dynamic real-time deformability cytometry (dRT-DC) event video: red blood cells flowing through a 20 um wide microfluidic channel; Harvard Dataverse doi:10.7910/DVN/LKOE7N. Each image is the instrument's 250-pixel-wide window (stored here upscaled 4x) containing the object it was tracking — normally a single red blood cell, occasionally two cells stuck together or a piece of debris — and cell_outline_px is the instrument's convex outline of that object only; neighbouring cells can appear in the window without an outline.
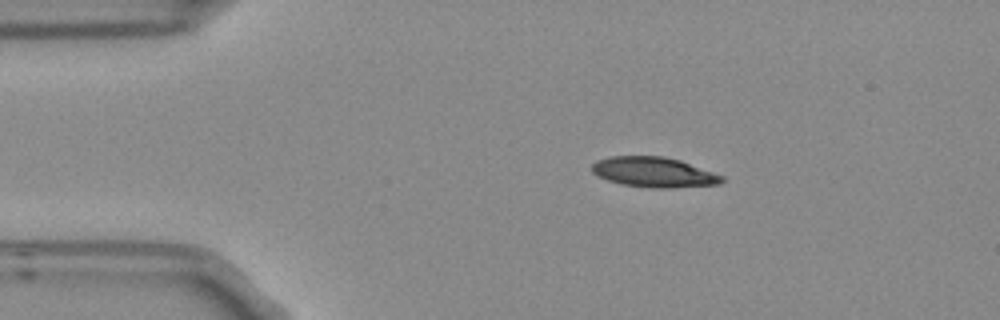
{"species": "Egyptian fruit bat (a non-hibernating species)", "species_latin": "Rousettus aegyptiacus", "temperature_condition": "room temperature", "stored_images_in_passage": 5, "camera_frame_rate_fps": 3000, "um_per_image_px": 0.085, "frame": {"image": 1, "passage_image": 3, "time_ms": 0.667, "image_size_px": [1000, 320], "cell_outline_px": [[724, 180], [720, 184], [668, 188], [652, 188], [620, 184], [608, 180], [592, 172], [592, 164], [596, 160], [608, 156], [664, 156], [680, 160], [724, 176]], "centroid_in_image_um": [55.57, 14.63], "position_along_channel_um": 29.4, "area_um2": 22.83}}
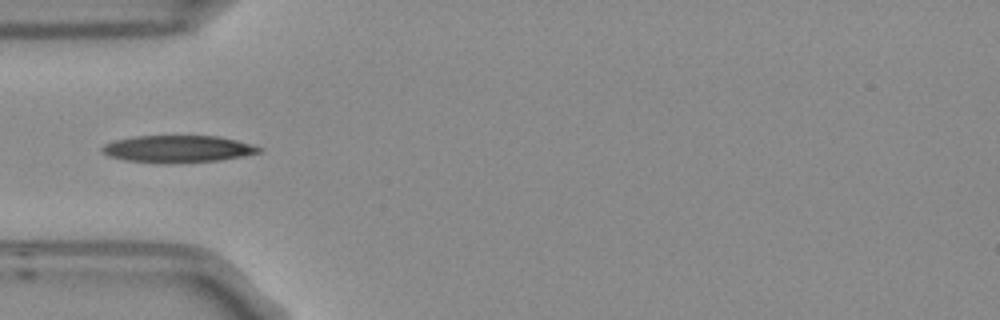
{"frame": {"image": 2, "passage_image": 5, "time_ms": 1.333, "image_size_px": [1000, 320], "cell_outline_px": [[264, 148], [260, 152], [244, 156], [220, 160], [168, 164], [164, 164], [124, 160], [108, 156], [100, 152], [100, 148], [104, 144], [116, 140], [136, 136], [216, 136], [236, 140], [252, 144]], "centroid_in_image_um": [15.09, 12.67], "position_along_channel_um": 69.9, "area_um2": 25.03}}